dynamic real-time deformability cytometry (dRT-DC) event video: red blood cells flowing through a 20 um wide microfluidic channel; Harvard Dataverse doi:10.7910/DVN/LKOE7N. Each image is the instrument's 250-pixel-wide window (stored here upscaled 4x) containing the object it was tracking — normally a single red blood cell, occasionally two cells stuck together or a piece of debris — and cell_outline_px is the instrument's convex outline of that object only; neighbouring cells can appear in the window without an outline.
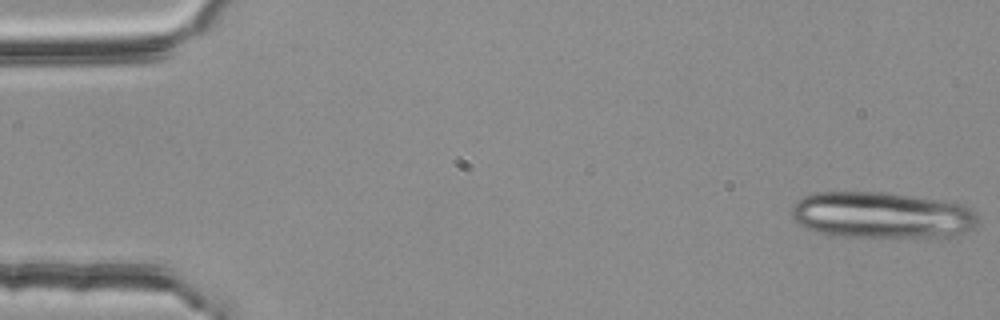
{"species": "common noctule bat (a hibernating species)", "species_latin": "Nyctalus noctula", "temperature_condition": "room temperature", "stored_images_in_passage": 16, "camera_frame_rate_fps": 3000, "um_per_image_px": 0.085, "animal": {"sex": "female", "body_mass_g": 25.1}, "frame": {"image": 1, "passage_image": 1, "time_ms": 0.0, "image_size_px": [1000, 320], "cell_outline_px": [[976, 224], [972, 228], [956, 236], [836, 236], [816, 232], [800, 224], [792, 216], [792, 204], [796, 200], [804, 196], [816, 192], [884, 192], [964, 204], [972, 208], [976, 212]], "centroid_in_image_um": [74.93, 18.27], "position_along_channel_um": 10.1, "area_um2": 50.0}}